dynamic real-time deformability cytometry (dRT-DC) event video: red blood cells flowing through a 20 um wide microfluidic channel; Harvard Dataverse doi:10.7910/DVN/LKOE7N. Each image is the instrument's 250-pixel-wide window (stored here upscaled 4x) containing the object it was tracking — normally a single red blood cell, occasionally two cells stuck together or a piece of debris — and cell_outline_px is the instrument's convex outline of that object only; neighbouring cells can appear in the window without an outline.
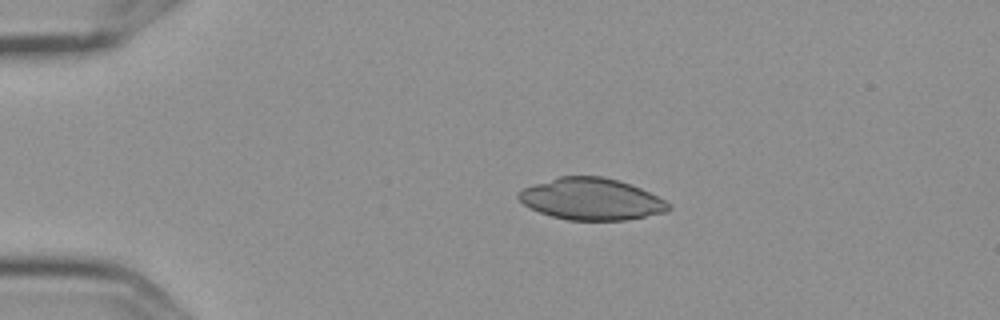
{"species": "Egyptian fruit bat (a non-hibernating species)", "species_latin": "Rousettus aegyptiacus", "temperature_condition": "cold", "stored_images_in_passage": 3, "camera_frame_rate_fps": 3000, "um_per_image_px": 0.085, "frame": {"image": 1, "passage_image": 2, "time_ms": 0.333, "image_size_px": [1000, 320], "cell_outline_px": [[672, 208], [668, 212], [624, 220], [568, 220], [552, 216], [540, 212], [524, 204], [516, 196], [516, 192], [524, 188], [556, 176], [604, 176], [640, 188], [664, 200]], "centroid_in_image_um": [50.24, 16.92], "position_along_channel_um": 34.8, "area_um2": 36.24}}